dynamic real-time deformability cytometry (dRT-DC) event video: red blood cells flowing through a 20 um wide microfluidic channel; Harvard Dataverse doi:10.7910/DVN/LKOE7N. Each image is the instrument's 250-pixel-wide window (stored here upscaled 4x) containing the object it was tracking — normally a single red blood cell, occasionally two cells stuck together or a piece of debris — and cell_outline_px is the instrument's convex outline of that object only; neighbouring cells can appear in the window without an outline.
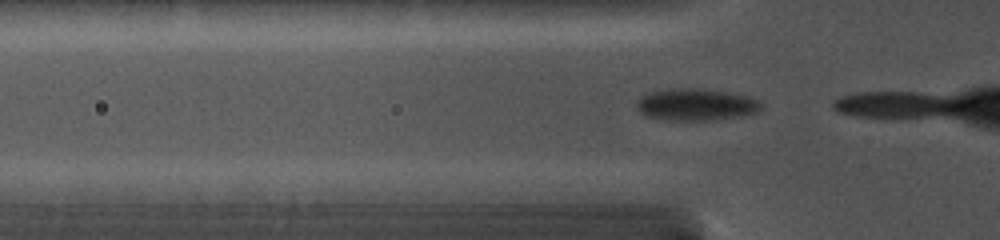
{"species": "common noctule bat (a hibernating species)", "species_latin": "Nyctalus noctula", "temperature_condition": "cold", "stored_images_in_passage": 6, "camera_frame_rate_fps": 5000, "um_per_image_px": 0.085, "animal": {"sex": "female", "body_mass_g": 19.0, "forearm_length_mm": 56.7}, "frame": {"image": 1, "passage_image": 2, "time_ms": 0.2, "image_size_px": [1000, 240], "cell_outline_px": [[760, 108], [756, 112], [740, 116], [712, 120], [664, 120], [644, 116], [636, 108], [636, 100], [640, 96], [648, 92], [668, 88], [700, 88], [748, 96], [756, 100], [760, 104]], "centroid_in_image_um": [59.04, 8.89], "position_along_channel_um": 66.8, "area_um2": 23.24}}